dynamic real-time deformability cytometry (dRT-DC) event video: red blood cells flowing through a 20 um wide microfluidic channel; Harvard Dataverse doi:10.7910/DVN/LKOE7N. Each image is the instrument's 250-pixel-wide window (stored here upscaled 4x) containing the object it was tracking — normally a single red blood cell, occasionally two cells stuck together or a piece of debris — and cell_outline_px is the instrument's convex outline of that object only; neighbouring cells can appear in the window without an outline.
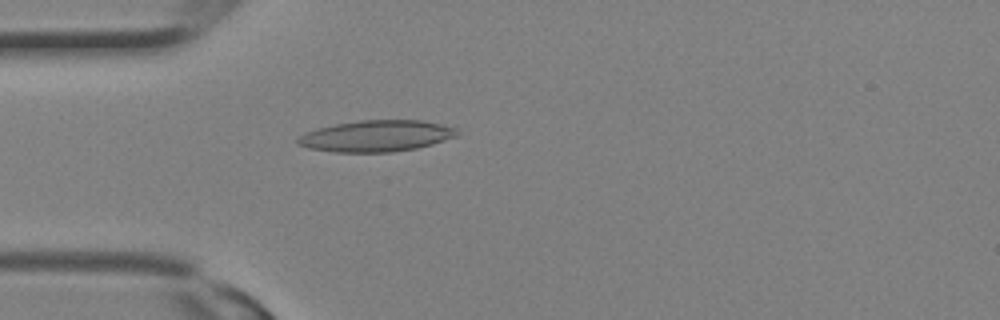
{"species": "Egyptian fruit bat (a non-hibernating species)", "species_latin": "Rousettus aegyptiacus", "temperature_condition": "room temperature", "stored_images_in_passage": 12, "camera_frame_rate_fps": 3000, "um_per_image_px": 0.085, "animal": {"sex": "female"}, "frame": {"image": 1, "passage_image": 6, "time_ms": 1.667, "image_size_px": [1000, 320], "cell_outline_px": [[460, 136], [432, 144], [416, 148], [392, 152], [336, 152], [308, 148], [296, 144], [296, 140], [304, 132], [316, 128], [336, 124], [360, 120], [420, 120], [440, 124], [456, 128], [460, 132]], "centroid_in_image_um": [32.0, 11.56], "position_along_channel_um": 53.0, "area_um2": 29.25}}
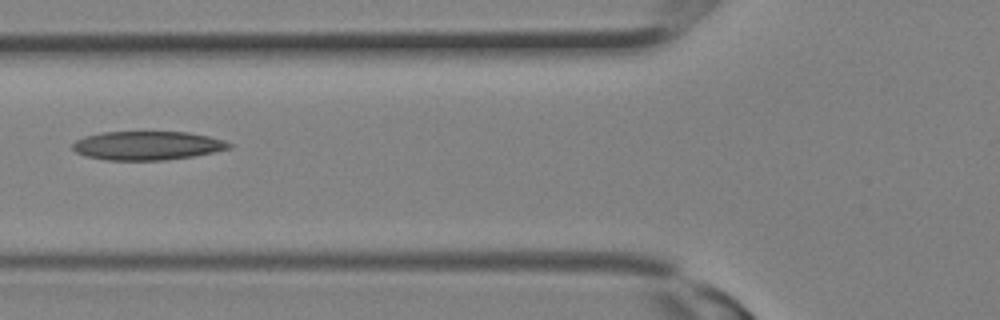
{"frame": {"image": 2, "passage_image": 9, "time_ms": 2.667, "image_size_px": [1000, 320], "cell_outline_px": [[232, 148], [192, 156], [164, 160], [108, 160], [84, 156], [76, 152], [72, 148], [72, 144], [76, 140], [84, 136], [104, 132], [188, 132], [208, 136], [224, 140], [232, 144]], "centroid_in_image_um": [12.5, 12.37], "position_along_channel_um": 113.3, "area_um2": 26.18}}
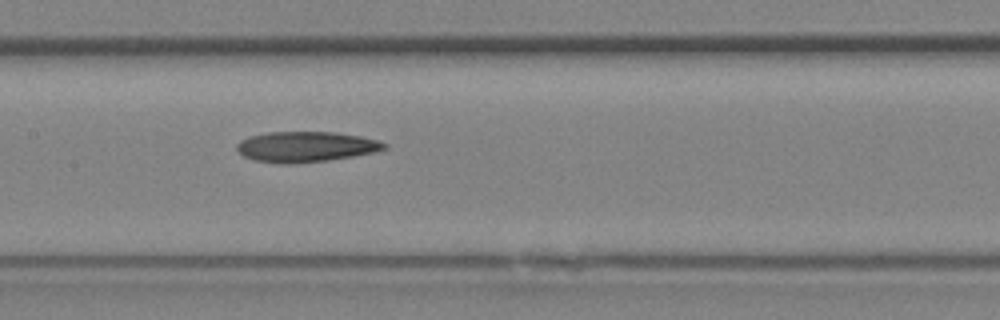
{"frame": {"image": 3, "passage_image": 12, "time_ms": 3.667, "image_size_px": [1000, 320], "cell_outline_px": [[388, 148], [372, 152], [352, 156], [328, 160], [284, 164], [256, 160], [244, 156], [236, 148], [236, 144], [240, 140], [248, 136], [268, 132], [336, 132], [360, 136], [380, 140], [388, 144]], "centroid_in_image_um": [26.0, 12.46], "position_along_channel_um": 181.4, "area_um2": 26.07}}